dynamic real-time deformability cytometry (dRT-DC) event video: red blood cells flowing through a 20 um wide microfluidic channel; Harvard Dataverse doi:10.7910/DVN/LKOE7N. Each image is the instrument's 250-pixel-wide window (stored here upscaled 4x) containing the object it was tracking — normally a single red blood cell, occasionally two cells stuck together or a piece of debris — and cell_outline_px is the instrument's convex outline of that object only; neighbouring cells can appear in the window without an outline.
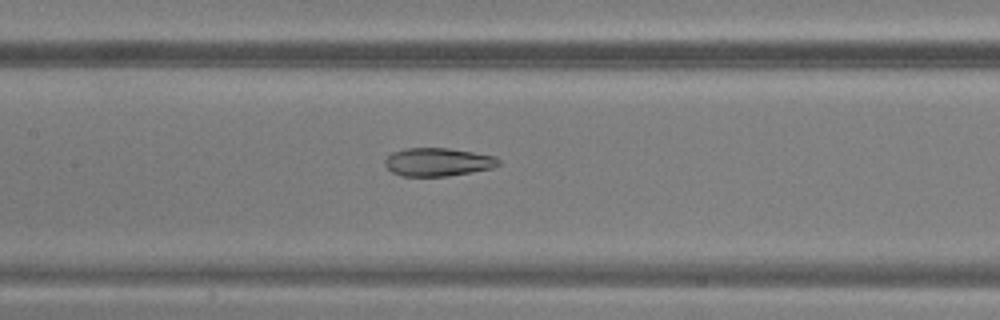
{"species": "common noctule bat (a hibernating species)", "species_latin": "Nyctalus noctula", "temperature_condition": "warm", "stored_images_in_passage": 32, "camera_frame_rate_fps": 3000, "um_per_image_px": 0.085, "animal": {"sex": "male", "body_mass_g": 20.5, "forearm_length_mm": 52.5}, "frame": {"image": 1, "passage_image": 13, "time_ms": 4.0, "image_size_px": [1000, 320], "cell_outline_px": [[500, 164], [492, 168], [448, 176], [400, 176], [392, 172], [384, 164], [384, 160], [392, 152], [404, 148], [448, 148], [496, 156], [500, 160]], "centroid_in_image_um": [37.2, 13.77], "position_along_channel_um": 170.2, "area_um2": 18.73}}
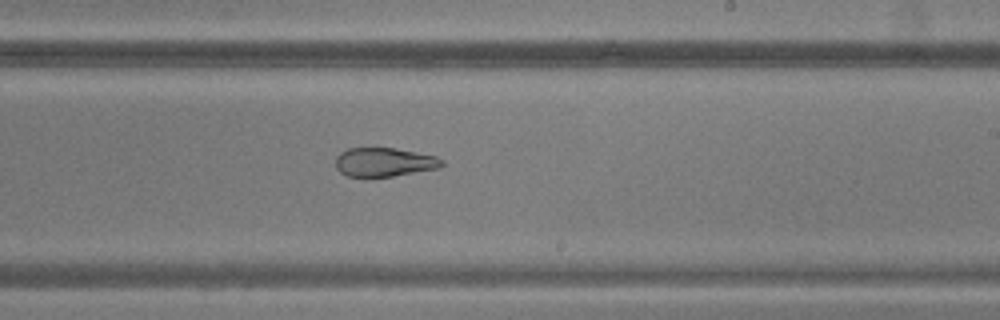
{"frame": {"image": 2, "passage_image": 19, "time_ms": 6.0, "image_size_px": [1000, 320], "cell_outline_px": [[444, 164], [440, 168], [392, 176], [348, 176], [340, 172], [336, 168], [336, 156], [340, 152], [348, 148], [392, 148], [436, 156], [444, 160]], "centroid_in_image_um": [32.66, 13.78], "position_along_channel_um": 256.3, "area_um2": 17.74}}
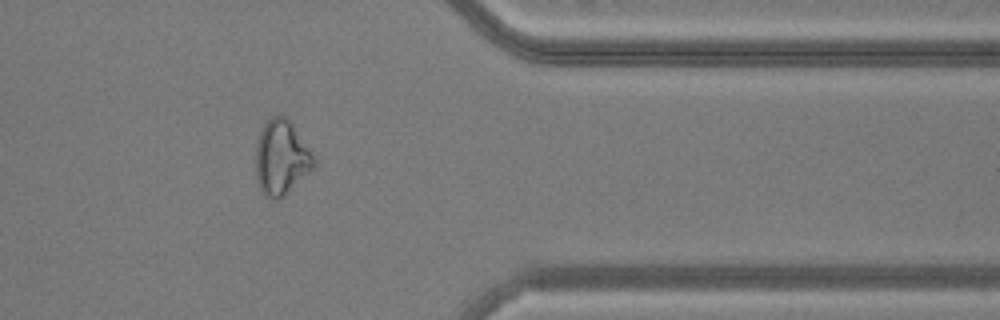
{"frame": {"image": 3, "passage_image": 29, "time_ms": 9.333, "image_size_px": [1000, 320], "cell_outline_px": [[316, 164], [280, 200], [272, 200], [264, 196], [260, 192], [256, 180], [256, 144], [260, 132], [264, 124], [272, 116], [280, 112], [292, 124], [312, 152], [316, 160]], "centroid_in_image_um": [23.88, 13.42], "position_along_channel_um": 387.5, "area_um2": 25.43}}